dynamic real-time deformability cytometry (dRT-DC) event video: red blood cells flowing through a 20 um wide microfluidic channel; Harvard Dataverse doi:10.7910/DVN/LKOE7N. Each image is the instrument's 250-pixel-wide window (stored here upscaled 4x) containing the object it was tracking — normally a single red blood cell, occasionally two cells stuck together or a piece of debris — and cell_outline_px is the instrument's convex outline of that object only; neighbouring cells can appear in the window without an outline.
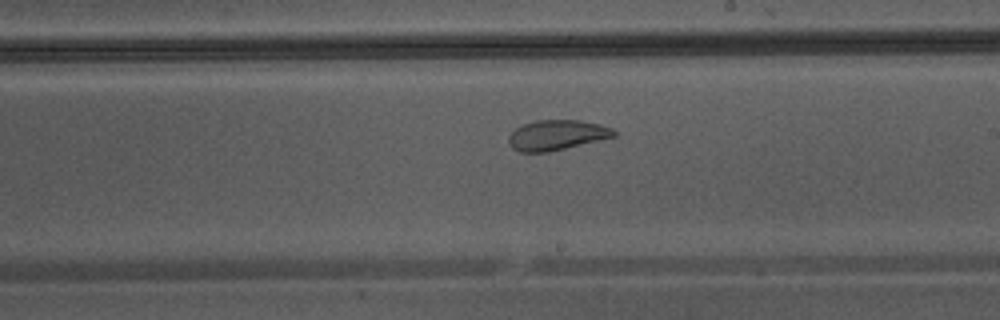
{"species": "Egyptian fruit bat (a non-hibernating species)", "species_latin": "Rousettus aegyptiacus", "temperature_condition": "warm", "stored_images_in_passage": 27, "camera_frame_rate_fps": 3000, "um_per_image_px": 0.085, "animal": {"sex": "male"}, "frame": {"image": 1, "passage_image": 16, "time_ms": 5.0, "image_size_px": [1000, 320], "cell_outline_px": [[616, 136], [548, 152], [520, 152], [512, 148], [508, 144], [508, 136], [516, 128], [524, 124], [536, 120], [580, 120], [600, 124], [612, 128], [616, 132]], "centroid_in_image_um": [47.31, 11.48], "position_along_channel_um": 241.7, "area_um2": 18.44}}